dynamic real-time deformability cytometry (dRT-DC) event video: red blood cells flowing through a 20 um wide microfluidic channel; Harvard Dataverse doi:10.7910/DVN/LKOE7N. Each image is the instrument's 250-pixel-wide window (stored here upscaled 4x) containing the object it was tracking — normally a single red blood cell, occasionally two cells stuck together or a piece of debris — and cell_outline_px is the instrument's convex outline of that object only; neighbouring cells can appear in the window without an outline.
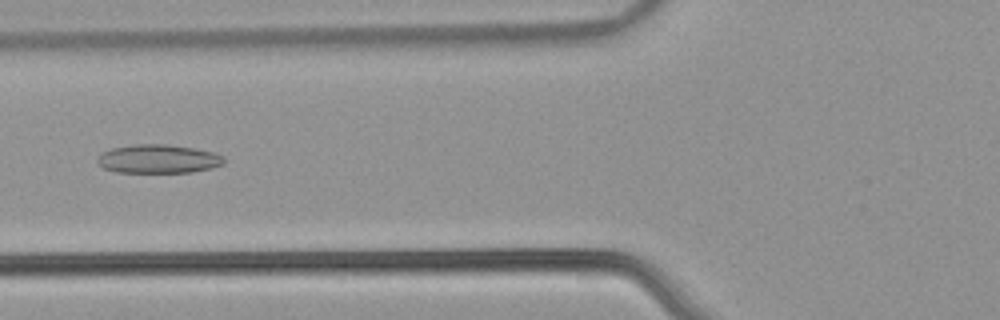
{"species": "common noctule bat (a hibernating species)", "species_latin": "Nyctalus noctula", "temperature_condition": "warm", "stored_images_in_passage": 22, "camera_frame_rate_fps": 3000, "um_per_image_px": 0.085, "animal": {"sex": "male", "body_mass_g": 21.5, "forearm_length_mm": 52.0}, "frame": {"image": 1, "passage_image": 22, "time_ms": 7.0, "image_size_px": [1000, 320], "cell_outline_px": [[224, 164], [212, 168], [192, 172], [116, 172], [104, 168], [96, 160], [104, 152], [112, 148], [132, 144], [168, 144], [196, 148], [216, 152], [224, 156]], "centroid_in_image_um": [13.52, 13.5], "position_along_channel_um": 112.3, "area_um2": 21.27}}